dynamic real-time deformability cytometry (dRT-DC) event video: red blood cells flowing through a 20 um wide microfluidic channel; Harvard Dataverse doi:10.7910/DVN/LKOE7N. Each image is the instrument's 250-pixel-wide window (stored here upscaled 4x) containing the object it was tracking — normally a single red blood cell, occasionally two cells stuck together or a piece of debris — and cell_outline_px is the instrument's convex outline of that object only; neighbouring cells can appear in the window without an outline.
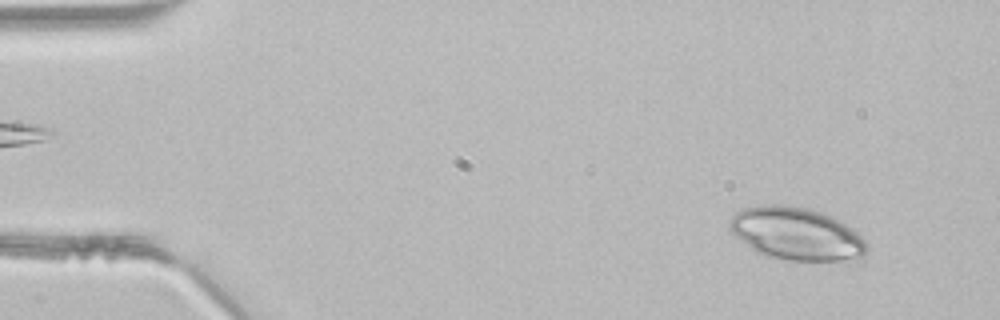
{"species": "common noctule bat (a hibernating species)", "species_latin": "Nyctalus noctula", "temperature_condition": "room temperature", "stored_images_in_passage": 45, "camera_frame_rate_fps": 3000, "um_per_image_px": 0.085, "animal": {"sex": "male", "body_mass_g": 21.5, "forearm_length_mm": 52.0}, "frame": {"image": 1, "passage_image": 4, "time_ms": 1.0, "image_size_px": [1000, 320], "cell_outline_px": [[868, 248], [864, 260], [788, 260], [764, 256], [756, 252], [736, 236], [728, 228], [728, 220], [736, 212], [744, 208], [764, 204], [784, 204], [808, 208], [820, 212], [840, 220], [852, 228], [868, 244]], "centroid_in_image_um": [67.71, 19.87], "position_along_channel_um": 17.3, "area_um2": 42.48}}
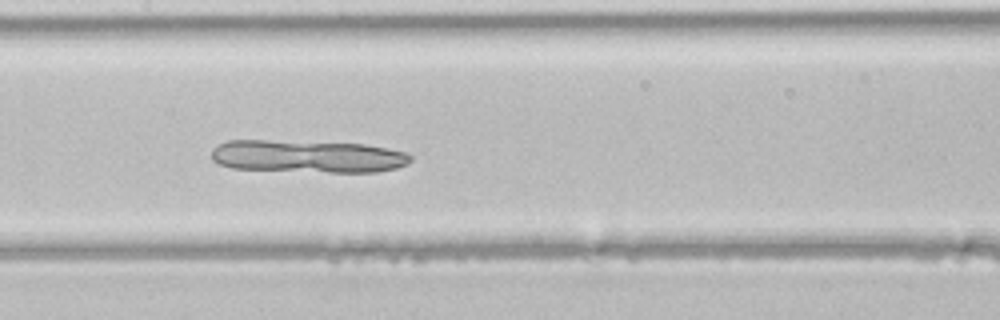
{"frame": {"image": 2, "passage_image": 22, "time_ms": 7.0, "image_size_px": [1000, 320], "cell_outline_px": [[412, 160], [408, 164], [396, 168], [376, 172], [328, 172], [232, 168], [220, 164], [212, 160], [212, 148], [216, 144], [228, 140], [268, 140], [364, 144], [404, 152], [412, 156]], "centroid_in_image_um": [26.12, 13.29], "position_along_channel_um": 181.3, "area_um2": 37.8}}
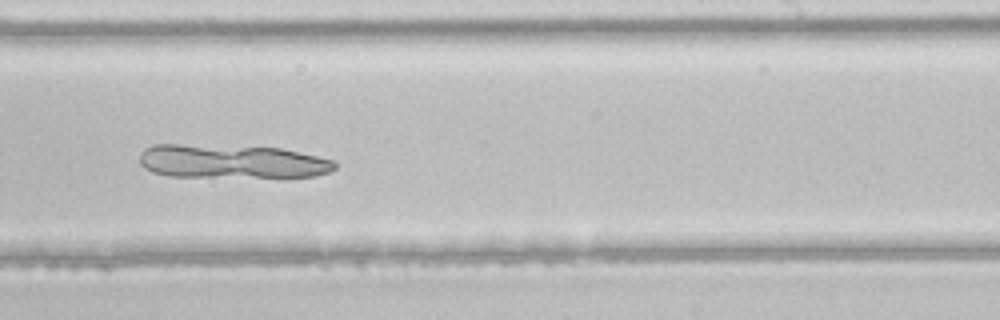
{"frame": {"image": 3, "passage_image": 28, "time_ms": 9.0, "image_size_px": [1000, 320], "cell_outline_px": [[336, 168], [328, 172], [316, 176], [288, 180], [284, 180], [168, 176], [152, 172], [144, 168], [140, 164], [140, 152], [144, 148], [152, 144], [180, 144], [280, 148], [316, 156], [332, 160], [336, 164]], "centroid_in_image_um": [19.73, 13.79], "position_along_channel_um": 269.3, "area_um2": 40.17}}